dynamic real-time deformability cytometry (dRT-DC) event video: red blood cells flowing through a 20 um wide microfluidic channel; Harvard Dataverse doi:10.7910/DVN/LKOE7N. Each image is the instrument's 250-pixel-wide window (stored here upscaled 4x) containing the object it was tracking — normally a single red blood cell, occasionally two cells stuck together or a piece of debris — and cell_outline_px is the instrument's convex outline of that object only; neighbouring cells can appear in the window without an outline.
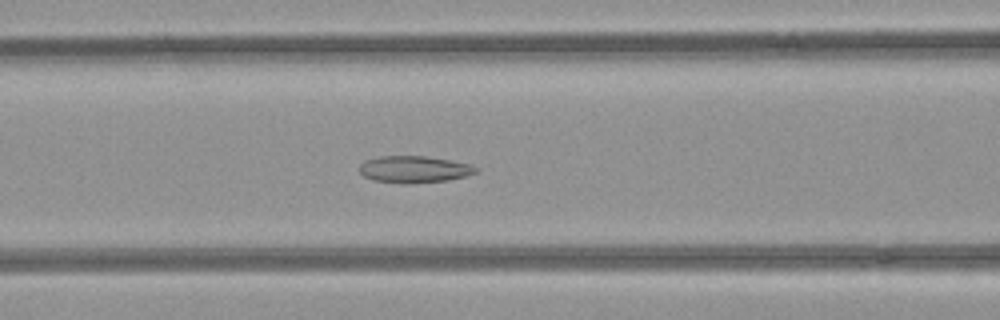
{"species": "common noctule bat (a hibernating species)", "species_latin": "Nyctalus noctula", "temperature_condition": "room temperature", "stored_images_in_passage": 43, "camera_frame_rate_fps": 3000, "um_per_image_px": 0.085, "animal": {"sex": "female", "body_mass_g": 21.9}, "frame": {"image": 1, "passage_image": 12, "time_ms": 3.667, "image_size_px": [1000, 320], "cell_outline_px": [[480, 168], [476, 172], [464, 176], [448, 180], [408, 184], [400, 184], [372, 180], [364, 176], [360, 172], [360, 164], [364, 160], [380, 156], [424, 156], [472, 164]], "centroid_in_image_um": [35.18, 14.4], "position_along_channel_um": 131.4, "area_um2": 18.32}}
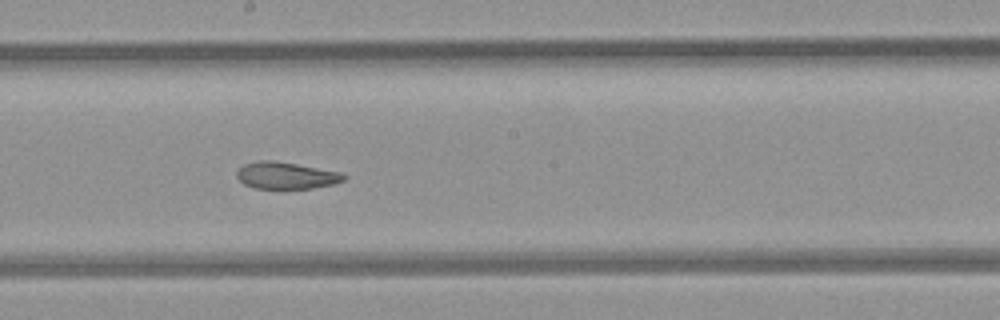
{"frame": {"image": 2, "passage_image": 19, "time_ms": 6.0, "image_size_px": [1000, 320], "cell_outline_px": [[348, 176], [344, 180], [332, 184], [312, 188], [256, 188], [244, 184], [236, 176], [236, 172], [244, 164], [260, 160], [272, 160], [296, 164], [340, 172]], "centroid_in_image_um": [24.31, 14.91], "position_along_channel_um": 223.9, "area_um2": 16.53}}
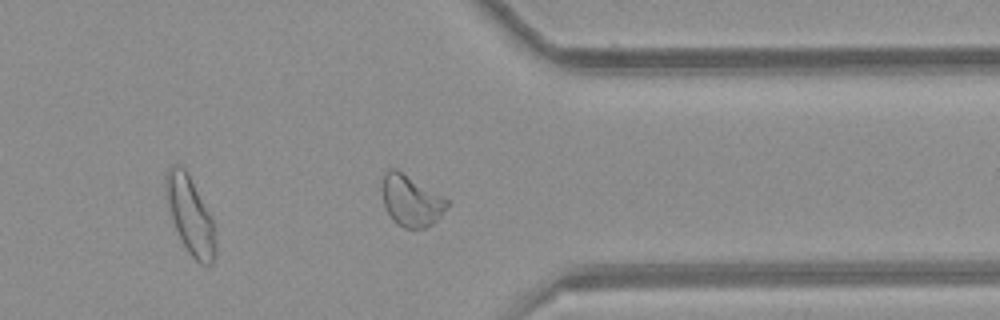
{"frame": {"image": 3, "passage_image": 31, "time_ms": 10.0, "image_size_px": [1000, 320], "cell_outline_px": [[448, 204], [440, 216], [432, 224], [424, 228], [404, 228], [396, 224], [392, 220], [384, 204], [384, 172], [388, 168], [396, 168], [448, 200]], "centroid_in_image_um": [34.93, 17.07], "position_along_channel_um": 376.5, "area_um2": 18.84}, "authors_computed_cell_mechanics": {"area_um2": 19.4208, "velocity_mm_per_s": 3.9589, "shape_relaxation_time_tau1_ms": null, "shape_relaxation_time_tau2_ms": 2.6602, "deformation_change_tau1": null, "deformation_change_tau2": 0.0814}}